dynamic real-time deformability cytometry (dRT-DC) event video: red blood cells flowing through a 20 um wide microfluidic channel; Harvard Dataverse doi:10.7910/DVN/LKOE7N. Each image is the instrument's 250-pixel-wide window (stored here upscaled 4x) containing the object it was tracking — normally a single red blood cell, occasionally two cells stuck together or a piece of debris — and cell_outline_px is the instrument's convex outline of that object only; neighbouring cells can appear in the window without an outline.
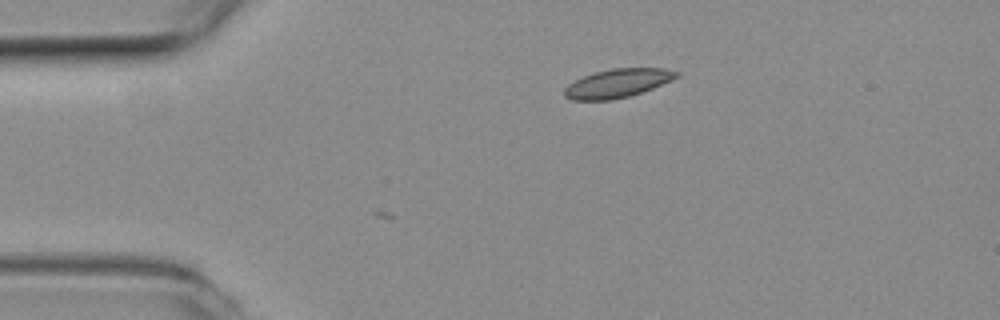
{"species": "common noctule bat (a hibernating species)", "species_latin": "Nyctalus noctula", "temperature_condition": "room temperature", "stored_images_in_passage": 2, "camera_frame_rate_fps": 3000, "um_per_image_px": 0.085, "animal": {"sex": "female", "body_mass_g": 19.3, "forearm_length_mm": 54.1}, "frame": {"image": 1, "passage_image": 2, "time_ms": 0.333, "image_size_px": [1000, 320], "cell_outline_px": [[680, 76], [672, 80], [652, 88], [628, 96], [612, 100], [572, 100], [564, 96], [564, 88], [568, 84], [584, 76], [596, 72], [612, 68], [664, 68], [680, 72]], "centroid_in_image_um": [52.5, 7.07], "position_along_channel_um": 32.5, "area_um2": 18.61}}